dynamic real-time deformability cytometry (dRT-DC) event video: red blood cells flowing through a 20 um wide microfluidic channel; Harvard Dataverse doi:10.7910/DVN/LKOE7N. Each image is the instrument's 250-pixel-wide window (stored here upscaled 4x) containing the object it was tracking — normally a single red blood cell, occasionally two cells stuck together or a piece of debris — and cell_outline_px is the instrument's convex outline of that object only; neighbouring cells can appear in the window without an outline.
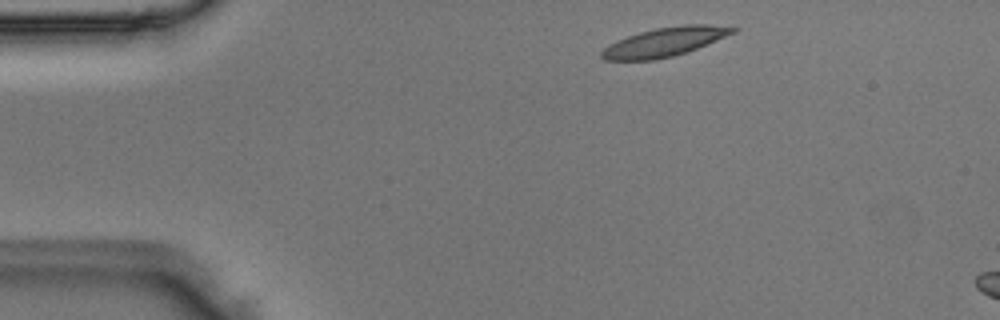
{"species": "Egyptian fruit bat (a non-hibernating species)", "species_latin": "Rousettus aegyptiacus", "temperature_condition": "room temperature", "stored_images_in_passage": 7, "camera_frame_rate_fps": 3000, "um_per_image_px": 0.085, "animal": {"sex": "male"}, "frame": {"image": 1, "passage_image": 2, "time_ms": 0.333, "image_size_px": [1000, 320], "cell_outline_px": [[740, 28], [736, 32], [696, 48], [672, 56], [656, 60], [604, 60], [600, 56], [600, 52], [608, 44], [616, 40], [640, 32], [656, 28], [684, 24], [708, 24]], "centroid_in_image_um": [56.47, 3.56], "position_along_channel_um": 28.5, "area_um2": 22.02}}